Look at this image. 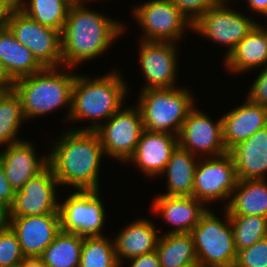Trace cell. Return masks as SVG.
<instances>
[{
  "label": "cell",
  "mask_w": 267,
  "mask_h": 267,
  "mask_svg": "<svg viewBox=\"0 0 267 267\" xmlns=\"http://www.w3.org/2000/svg\"><path fill=\"white\" fill-rule=\"evenodd\" d=\"M86 1L72 4L61 32L64 67L74 68L104 54L126 28L120 21L87 8Z\"/></svg>",
  "instance_id": "cell-1"
},
{
  "label": "cell",
  "mask_w": 267,
  "mask_h": 267,
  "mask_svg": "<svg viewBox=\"0 0 267 267\" xmlns=\"http://www.w3.org/2000/svg\"><path fill=\"white\" fill-rule=\"evenodd\" d=\"M52 145L48 162L60 186L100 190L99 168L105 154L95 131L70 128Z\"/></svg>",
  "instance_id": "cell-2"
},
{
  "label": "cell",
  "mask_w": 267,
  "mask_h": 267,
  "mask_svg": "<svg viewBox=\"0 0 267 267\" xmlns=\"http://www.w3.org/2000/svg\"><path fill=\"white\" fill-rule=\"evenodd\" d=\"M117 72L115 69L107 75L94 79L76 74L72 87L71 112L68 121H85V119L94 121L89 127H79L80 129L74 130L95 131L124 107L122 103L128 94V87L121 74Z\"/></svg>",
  "instance_id": "cell-3"
},
{
  "label": "cell",
  "mask_w": 267,
  "mask_h": 267,
  "mask_svg": "<svg viewBox=\"0 0 267 267\" xmlns=\"http://www.w3.org/2000/svg\"><path fill=\"white\" fill-rule=\"evenodd\" d=\"M71 70L63 66L44 67L41 71L15 80L13 90L20 98L25 120L43 116L66 105L69 108L66 116L68 120L76 76Z\"/></svg>",
  "instance_id": "cell-4"
},
{
  "label": "cell",
  "mask_w": 267,
  "mask_h": 267,
  "mask_svg": "<svg viewBox=\"0 0 267 267\" xmlns=\"http://www.w3.org/2000/svg\"><path fill=\"white\" fill-rule=\"evenodd\" d=\"M137 107L145 130L179 134L188 113L194 108L192 93L178 87L141 90Z\"/></svg>",
  "instance_id": "cell-5"
},
{
  "label": "cell",
  "mask_w": 267,
  "mask_h": 267,
  "mask_svg": "<svg viewBox=\"0 0 267 267\" xmlns=\"http://www.w3.org/2000/svg\"><path fill=\"white\" fill-rule=\"evenodd\" d=\"M208 211L192 229L195 252L202 267H234L237 250L229 213L225 210L224 221Z\"/></svg>",
  "instance_id": "cell-6"
},
{
  "label": "cell",
  "mask_w": 267,
  "mask_h": 267,
  "mask_svg": "<svg viewBox=\"0 0 267 267\" xmlns=\"http://www.w3.org/2000/svg\"><path fill=\"white\" fill-rule=\"evenodd\" d=\"M7 28L43 67L63 66L61 32L37 23L17 7L10 12Z\"/></svg>",
  "instance_id": "cell-7"
},
{
  "label": "cell",
  "mask_w": 267,
  "mask_h": 267,
  "mask_svg": "<svg viewBox=\"0 0 267 267\" xmlns=\"http://www.w3.org/2000/svg\"><path fill=\"white\" fill-rule=\"evenodd\" d=\"M99 190H75L59 203L61 231L82 237L103 236L105 207Z\"/></svg>",
  "instance_id": "cell-8"
},
{
  "label": "cell",
  "mask_w": 267,
  "mask_h": 267,
  "mask_svg": "<svg viewBox=\"0 0 267 267\" xmlns=\"http://www.w3.org/2000/svg\"><path fill=\"white\" fill-rule=\"evenodd\" d=\"M126 108H121L95 130L104 154L123 163L134 155L144 130L139 108L136 105Z\"/></svg>",
  "instance_id": "cell-9"
},
{
  "label": "cell",
  "mask_w": 267,
  "mask_h": 267,
  "mask_svg": "<svg viewBox=\"0 0 267 267\" xmlns=\"http://www.w3.org/2000/svg\"><path fill=\"white\" fill-rule=\"evenodd\" d=\"M132 12L143 30L144 41L176 43L186 28L192 30V24L169 0H150L136 5Z\"/></svg>",
  "instance_id": "cell-10"
},
{
  "label": "cell",
  "mask_w": 267,
  "mask_h": 267,
  "mask_svg": "<svg viewBox=\"0 0 267 267\" xmlns=\"http://www.w3.org/2000/svg\"><path fill=\"white\" fill-rule=\"evenodd\" d=\"M194 178L193 197L208 205L230 199L239 181L232 156L199 158Z\"/></svg>",
  "instance_id": "cell-11"
},
{
  "label": "cell",
  "mask_w": 267,
  "mask_h": 267,
  "mask_svg": "<svg viewBox=\"0 0 267 267\" xmlns=\"http://www.w3.org/2000/svg\"><path fill=\"white\" fill-rule=\"evenodd\" d=\"M257 24L253 18L232 10L227 3H217L192 25V31L227 46L225 58Z\"/></svg>",
  "instance_id": "cell-12"
},
{
  "label": "cell",
  "mask_w": 267,
  "mask_h": 267,
  "mask_svg": "<svg viewBox=\"0 0 267 267\" xmlns=\"http://www.w3.org/2000/svg\"><path fill=\"white\" fill-rule=\"evenodd\" d=\"M178 146L199 158L228 153L223 142L222 118L214 122L206 113L194 107L182 124Z\"/></svg>",
  "instance_id": "cell-13"
},
{
  "label": "cell",
  "mask_w": 267,
  "mask_h": 267,
  "mask_svg": "<svg viewBox=\"0 0 267 267\" xmlns=\"http://www.w3.org/2000/svg\"><path fill=\"white\" fill-rule=\"evenodd\" d=\"M57 186H60L59 182L48 165L41 173L29 179L15 191L13 204L8 209V217L59 213Z\"/></svg>",
  "instance_id": "cell-14"
},
{
  "label": "cell",
  "mask_w": 267,
  "mask_h": 267,
  "mask_svg": "<svg viewBox=\"0 0 267 267\" xmlns=\"http://www.w3.org/2000/svg\"><path fill=\"white\" fill-rule=\"evenodd\" d=\"M176 46L173 42L140 40L139 61L146 80L142 90L177 87L179 60Z\"/></svg>",
  "instance_id": "cell-15"
},
{
  "label": "cell",
  "mask_w": 267,
  "mask_h": 267,
  "mask_svg": "<svg viewBox=\"0 0 267 267\" xmlns=\"http://www.w3.org/2000/svg\"><path fill=\"white\" fill-rule=\"evenodd\" d=\"M25 257H40L61 231L59 213L8 217Z\"/></svg>",
  "instance_id": "cell-16"
},
{
  "label": "cell",
  "mask_w": 267,
  "mask_h": 267,
  "mask_svg": "<svg viewBox=\"0 0 267 267\" xmlns=\"http://www.w3.org/2000/svg\"><path fill=\"white\" fill-rule=\"evenodd\" d=\"M178 147V136L143 130L134 155L127 161L135 163L148 177L161 176L170 160L172 152Z\"/></svg>",
  "instance_id": "cell-17"
},
{
  "label": "cell",
  "mask_w": 267,
  "mask_h": 267,
  "mask_svg": "<svg viewBox=\"0 0 267 267\" xmlns=\"http://www.w3.org/2000/svg\"><path fill=\"white\" fill-rule=\"evenodd\" d=\"M33 143L21 140L8 144L0 151L5 176L14 191L19 190L29 179L37 176L48 165V155L36 156Z\"/></svg>",
  "instance_id": "cell-18"
},
{
  "label": "cell",
  "mask_w": 267,
  "mask_h": 267,
  "mask_svg": "<svg viewBox=\"0 0 267 267\" xmlns=\"http://www.w3.org/2000/svg\"><path fill=\"white\" fill-rule=\"evenodd\" d=\"M152 212L162 216L165 223L174 229L166 233H191L201 217L208 211V206L193 196L158 195L152 203Z\"/></svg>",
  "instance_id": "cell-19"
},
{
  "label": "cell",
  "mask_w": 267,
  "mask_h": 267,
  "mask_svg": "<svg viewBox=\"0 0 267 267\" xmlns=\"http://www.w3.org/2000/svg\"><path fill=\"white\" fill-rule=\"evenodd\" d=\"M223 142L229 151L267 126V107L246 101L222 117Z\"/></svg>",
  "instance_id": "cell-20"
},
{
  "label": "cell",
  "mask_w": 267,
  "mask_h": 267,
  "mask_svg": "<svg viewBox=\"0 0 267 267\" xmlns=\"http://www.w3.org/2000/svg\"><path fill=\"white\" fill-rule=\"evenodd\" d=\"M228 153L239 180L267 179V126L233 146Z\"/></svg>",
  "instance_id": "cell-21"
},
{
  "label": "cell",
  "mask_w": 267,
  "mask_h": 267,
  "mask_svg": "<svg viewBox=\"0 0 267 267\" xmlns=\"http://www.w3.org/2000/svg\"><path fill=\"white\" fill-rule=\"evenodd\" d=\"M155 224L147 219L132 221L114 238L116 259L120 266L125 260L153 252L160 238Z\"/></svg>",
  "instance_id": "cell-22"
},
{
  "label": "cell",
  "mask_w": 267,
  "mask_h": 267,
  "mask_svg": "<svg viewBox=\"0 0 267 267\" xmlns=\"http://www.w3.org/2000/svg\"><path fill=\"white\" fill-rule=\"evenodd\" d=\"M229 72L244 73L267 66V28L258 24L235 46L224 59Z\"/></svg>",
  "instance_id": "cell-23"
},
{
  "label": "cell",
  "mask_w": 267,
  "mask_h": 267,
  "mask_svg": "<svg viewBox=\"0 0 267 267\" xmlns=\"http://www.w3.org/2000/svg\"><path fill=\"white\" fill-rule=\"evenodd\" d=\"M267 179L239 180L225 209L229 216L267 218ZM235 193V194H234Z\"/></svg>",
  "instance_id": "cell-24"
},
{
  "label": "cell",
  "mask_w": 267,
  "mask_h": 267,
  "mask_svg": "<svg viewBox=\"0 0 267 267\" xmlns=\"http://www.w3.org/2000/svg\"><path fill=\"white\" fill-rule=\"evenodd\" d=\"M0 61L14 81L44 68L8 28L0 30Z\"/></svg>",
  "instance_id": "cell-25"
},
{
  "label": "cell",
  "mask_w": 267,
  "mask_h": 267,
  "mask_svg": "<svg viewBox=\"0 0 267 267\" xmlns=\"http://www.w3.org/2000/svg\"><path fill=\"white\" fill-rule=\"evenodd\" d=\"M198 158L179 146L172 152L170 160L162 173V175L166 174L167 178V192L163 195L193 196Z\"/></svg>",
  "instance_id": "cell-26"
},
{
  "label": "cell",
  "mask_w": 267,
  "mask_h": 267,
  "mask_svg": "<svg viewBox=\"0 0 267 267\" xmlns=\"http://www.w3.org/2000/svg\"><path fill=\"white\" fill-rule=\"evenodd\" d=\"M156 253L160 267H191L198 264L191 233H165L160 235Z\"/></svg>",
  "instance_id": "cell-27"
},
{
  "label": "cell",
  "mask_w": 267,
  "mask_h": 267,
  "mask_svg": "<svg viewBox=\"0 0 267 267\" xmlns=\"http://www.w3.org/2000/svg\"><path fill=\"white\" fill-rule=\"evenodd\" d=\"M76 0H16V7L37 23L63 31L70 7Z\"/></svg>",
  "instance_id": "cell-28"
},
{
  "label": "cell",
  "mask_w": 267,
  "mask_h": 267,
  "mask_svg": "<svg viewBox=\"0 0 267 267\" xmlns=\"http://www.w3.org/2000/svg\"><path fill=\"white\" fill-rule=\"evenodd\" d=\"M84 237L60 231L40 258L47 267H79Z\"/></svg>",
  "instance_id": "cell-29"
},
{
  "label": "cell",
  "mask_w": 267,
  "mask_h": 267,
  "mask_svg": "<svg viewBox=\"0 0 267 267\" xmlns=\"http://www.w3.org/2000/svg\"><path fill=\"white\" fill-rule=\"evenodd\" d=\"M25 121L21 101L14 90L0 97V146L21 141L17 137L22 122Z\"/></svg>",
  "instance_id": "cell-30"
},
{
  "label": "cell",
  "mask_w": 267,
  "mask_h": 267,
  "mask_svg": "<svg viewBox=\"0 0 267 267\" xmlns=\"http://www.w3.org/2000/svg\"><path fill=\"white\" fill-rule=\"evenodd\" d=\"M79 267H121L116 259L114 241L104 235L84 237Z\"/></svg>",
  "instance_id": "cell-31"
},
{
  "label": "cell",
  "mask_w": 267,
  "mask_h": 267,
  "mask_svg": "<svg viewBox=\"0 0 267 267\" xmlns=\"http://www.w3.org/2000/svg\"><path fill=\"white\" fill-rule=\"evenodd\" d=\"M237 252L267 237V218L262 216H229Z\"/></svg>",
  "instance_id": "cell-32"
},
{
  "label": "cell",
  "mask_w": 267,
  "mask_h": 267,
  "mask_svg": "<svg viewBox=\"0 0 267 267\" xmlns=\"http://www.w3.org/2000/svg\"><path fill=\"white\" fill-rule=\"evenodd\" d=\"M24 258L16 233L7 225L0 230V267H18Z\"/></svg>",
  "instance_id": "cell-33"
},
{
  "label": "cell",
  "mask_w": 267,
  "mask_h": 267,
  "mask_svg": "<svg viewBox=\"0 0 267 267\" xmlns=\"http://www.w3.org/2000/svg\"><path fill=\"white\" fill-rule=\"evenodd\" d=\"M234 267H267V237L239 250Z\"/></svg>",
  "instance_id": "cell-34"
},
{
  "label": "cell",
  "mask_w": 267,
  "mask_h": 267,
  "mask_svg": "<svg viewBox=\"0 0 267 267\" xmlns=\"http://www.w3.org/2000/svg\"><path fill=\"white\" fill-rule=\"evenodd\" d=\"M193 25L218 2L216 0H169Z\"/></svg>",
  "instance_id": "cell-35"
},
{
  "label": "cell",
  "mask_w": 267,
  "mask_h": 267,
  "mask_svg": "<svg viewBox=\"0 0 267 267\" xmlns=\"http://www.w3.org/2000/svg\"><path fill=\"white\" fill-rule=\"evenodd\" d=\"M252 84L247 99L255 104L267 107V66L262 68Z\"/></svg>",
  "instance_id": "cell-36"
},
{
  "label": "cell",
  "mask_w": 267,
  "mask_h": 267,
  "mask_svg": "<svg viewBox=\"0 0 267 267\" xmlns=\"http://www.w3.org/2000/svg\"><path fill=\"white\" fill-rule=\"evenodd\" d=\"M15 191L8 182L3 163L0 158V204L5 208L9 209L14 201Z\"/></svg>",
  "instance_id": "cell-37"
},
{
  "label": "cell",
  "mask_w": 267,
  "mask_h": 267,
  "mask_svg": "<svg viewBox=\"0 0 267 267\" xmlns=\"http://www.w3.org/2000/svg\"><path fill=\"white\" fill-rule=\"evenodd\" d=\"M128 262H130V266L128 267H160V261L156 250L131 258L128 260Z\"/></svg>",
  "instance_id": "cell-38"
},
{
  "label": "cell",
  "mask_w": 267,
  "mask_h": 267,
  "mask_svg": "<svg viewBox=\"0 0 267 267\" xmlns=\"http://www.w3.org/2000/svg\"><path fill=\"white\" fill-rule=\"evenodd\" d=\"M16 7V0H0V30L7 28L10 12Z\"/></svg>",
  "instance_id": "cell-39"
},
{
  "label": "cell",
  "mask_w": 267,
  "mask_h": 267,
  "mask_svg": "<svg viewBox=\"0 0 267 267\" xmlns=\"http://www.w3.org/2000/svg\"><path fill=\"white\" fill-rule=\"evenodd\" d=\"M15 81L10 77L2 62L0 61V90L9 92L13 90Z\"/></svg>",
  "instance_id": "cell-40"
},
{
  "label": "cell",
  "mask_w": 267,
  "mask_h": 267,
  "mask_svg": "<svg viewBox=\"0 0 267 267\" xmlns=\"http://www.w3.org/2000/svg\"><path fill=\"white\" fill-rule=\"evenodd\" d=\"M249 6V10L256 12L260 15L267 17V0H246Z\"/></svg>",
  "instance_id": "cell-41"
},
{
  "label": "cell",
  "mask_w": 267,
  "mask_h": 267,
  "mask_svg": "<svg viewBox=\"0 0 267 267\" xmlns=\"http://www.w3.org/2000/svg\"><path fill=\"white\" fill-rule=\"evenodd\" d=\"M18 267H47L40 257H25Z\"/></svg>",
  "instance_id": "cell-42"
},
{
  "label": "cell",
  "mask_w": 267,
  "mask_h": 267,
  "mask_svg": "<svg viewBox=\"0 0 267 267\" xmlns=\"http://www.w3.org/2000/svg\"><path fill=\"white\" fill-rule=\"evenodd\" d=\"M8 225V210L0 204V230Z\"/></svg>",
  "instance_id": "cell-43"
},
{
  "label": "cell",
  "mask_w": 267,
  "mask_h": 267,
  "mask_svg": "<svg viewBox=\"0 0 267 267\" xmlns=\"http://www.w3.org/2000/svg\"><path fill=\"white\" fill-rule=\"evenodd\" d=\"M218 3H226V2H228V1H230V0H216ZM232 1V0H231Z\"/></svg>",
  "instance_id": "cell-44"
},
{
  "label": "cell",
  "mask_w": 267,
  "mask_h": 267,
  "mask_svg": "<svg viewBox=\"0 0 267 267\" xmlns=\"http://www.w3.org/2000/svg\"><path fill=\"white\" fill-rule=\"evenodd\" d=\"M191 267H202V266L198 263V264L193 265V266H191Z\"/></svg>",
  "instance_id": "cell-45"
},
{
  "label": "cell",
  "mask_w": 267,
  "mask_h": 267,
  "mask_svg": "<svg viewBox=\"0 0 267 267\" xmlns=\"http://www.w3.org/2000/svg\"><path fill=\"white\" fill-rule=\"evenodd\" d=\"M5 93V91L0 90V97Z\"/></svg>",
  "instance_id": "cell-46"
}]
</instances>
